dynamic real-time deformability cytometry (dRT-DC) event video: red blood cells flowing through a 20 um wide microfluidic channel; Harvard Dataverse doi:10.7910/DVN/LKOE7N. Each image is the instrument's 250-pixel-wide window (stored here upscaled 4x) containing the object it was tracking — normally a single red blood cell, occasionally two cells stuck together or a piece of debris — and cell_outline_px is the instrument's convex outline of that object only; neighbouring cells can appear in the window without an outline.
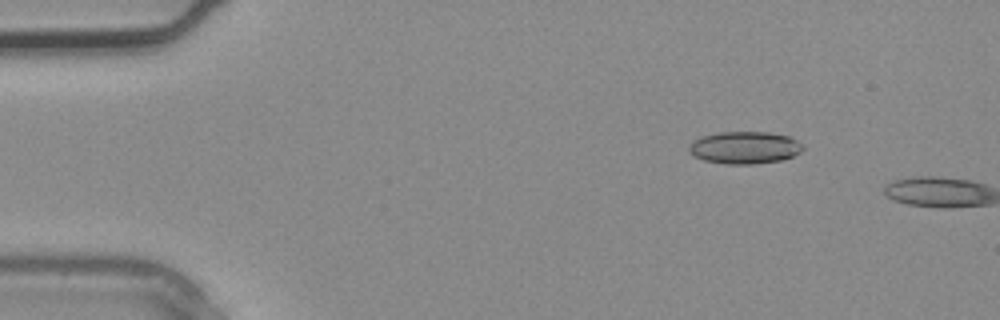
{"species": "common noctule bat (a hibernating species)", "species_latin": "Nyctalus noctula", "temperature_condition": "warm", "stored_images_in_passage": 3, "camera_frame_rate_fps": 3000, "um_per_image_px": 0.085, "animal": {"sex": "male", "body_mass_g": 20.4}, "frame": {"image": 1, "passage_image": 2, "time_ms": 0.333, "image_size_px": [1000, 320], "cell_outline_px": [[804, 148], [800, 152], [792, 156], [780, 160], [752, 164], [724, 164], [704, 160], [688, 152], [688, 144], [700, 136], [720, 132], [768, 132], [788, 136], [804, 144]], "centroid_in_image_um": [63.27, 12.54], "position_along_channel_um": 21.7, "area_um2": 21.5}}